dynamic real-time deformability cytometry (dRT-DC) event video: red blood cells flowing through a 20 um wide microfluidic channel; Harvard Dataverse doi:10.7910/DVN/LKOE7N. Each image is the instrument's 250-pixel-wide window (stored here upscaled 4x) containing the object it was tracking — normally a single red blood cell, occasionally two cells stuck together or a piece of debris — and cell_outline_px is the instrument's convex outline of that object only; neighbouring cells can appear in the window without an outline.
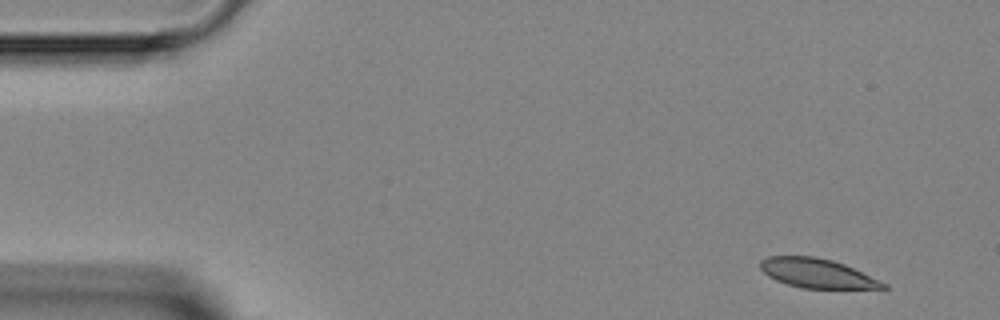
{"species": "Egyptian fruit bat (a non-hibernating species)", "species_latin": "Rousettus aegyptiacus", "temperature_condition": "room temperature", "stored_images_in_passage": 4, "camera_frame_rate_fps": 3000, "um_per_image_px": 0.085, "animal": {"sex": "female"}, "frame": {"image": 1, "passage_image": 1, "time_ms": 0.0, "image_size_px": [1000, 320], "cell_outline_px": [[888, 288], [884, 292], [800, 288], [776, 280], [768, 276], [760, 268], [760, 260], [768, 256], [816, 256], [832, 260], [844, 264], [880, 280], [888, 284]], "centroid_in_image_um": [69.63, 23.3], "position_along_channel_um": 15.4, "area_um2": 22.14}}